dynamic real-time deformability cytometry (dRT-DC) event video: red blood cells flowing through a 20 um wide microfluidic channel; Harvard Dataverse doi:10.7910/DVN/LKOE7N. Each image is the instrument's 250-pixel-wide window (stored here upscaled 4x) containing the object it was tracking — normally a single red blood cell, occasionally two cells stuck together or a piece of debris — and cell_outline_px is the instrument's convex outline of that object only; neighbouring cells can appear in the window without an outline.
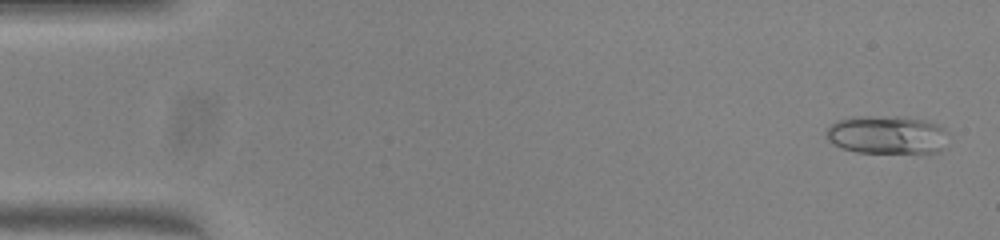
{"species": "common noctule bat (a hibernating species)", "species_latin": "Nyctalus noctula", "temperature_condition": "warm", "stored_images_in_passage": 50, "camera_frame_rate_fps": 3000, "um_per_image_px": 0.085, "animal": {"sex": "female", "body_mass_g": 23.0, "forearm_length_mm": 53.4}, "frame": {"image": 1, "passage_image": 2, "time_ms": 0.333, "image_size_px": [1000, 240], "cell_outline_px": [[944, 148], [940, 152], [856, 152], [832, 144], [828, 140], [828, 128], [836, 120], [852, 116], [896, 116], [924, 120], [936, 124], [944, 128]], "centroid_in_image_um": [75.35, 11.44], "position_along_channel_um": 9.6, "area_um2": 26.93}}
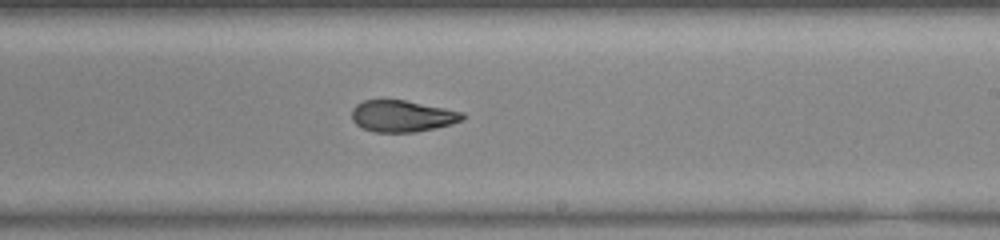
{"frame": {"image": 2, "passage_image": 30, "time_ms": 9.667, "image_size_px": [1000, 240], "cell_outline_px": [[464, 116], [460, 120], [452, 124], [436, 128], [416, 132], [376, 132], [364, 128], [356, 124], [352, 120], [352, 108], [356, 104], [364, 100], [404, 100], [464, 112]], "centroid_in_image_um": [34.17, 9.87], "position_along_channel_um": 254.8, "area_um2": 20.23}}
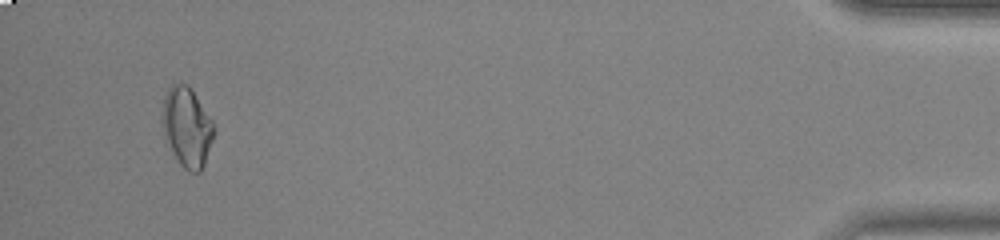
{"frame": {"image": 3, "passage_image": 48, "time_ms": 15.667, "image_size_px": [1000, 240], "cell_outline_px": [[216, 132], [204, 164], [200, 172], [188, 172], [180, 164], [164, 140], [160, 116], [164, 96], [168, 88], [172, 84], [188, 84], [192, 88], [212, 120], [216, 128]], "centroid_in_image_um": [15.87, 10.79], "position_along_channel_um": 419.3, "area_um2": 24.57}, "authors_computed_cell_mechanics": {"area_um2": 21.675, "velocity_mm_per_s": 4.0495, "shape_relaxation_time_tau1_ms": null, "shape_relaxation_time_tau2_ms": 2.6361, "deformation_change_tau1": null, "deformation_change_tau2": 0.0764}}